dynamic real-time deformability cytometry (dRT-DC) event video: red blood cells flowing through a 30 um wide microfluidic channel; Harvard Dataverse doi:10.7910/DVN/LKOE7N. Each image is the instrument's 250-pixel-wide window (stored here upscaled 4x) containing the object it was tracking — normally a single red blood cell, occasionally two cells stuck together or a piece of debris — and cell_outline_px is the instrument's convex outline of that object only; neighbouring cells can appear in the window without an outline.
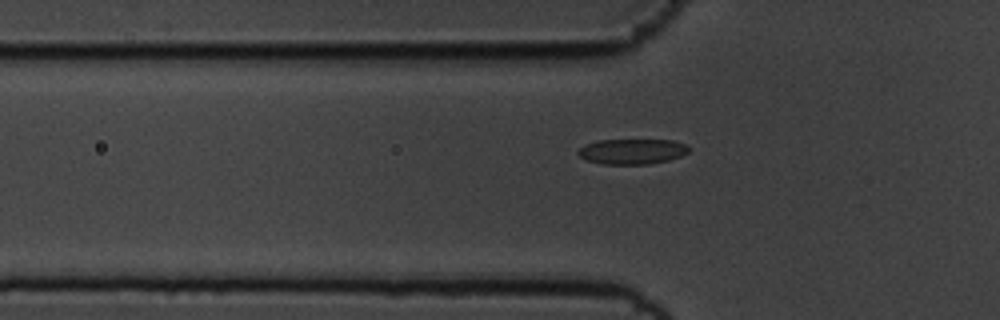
{"species": "common noctule bat (a hibernating species)", "species_latin": "Nyctalus noctula", "temperature_condition": "cold", "stored_images_in_passage": 42, "camera_frame_rate_fps": 3000, "um_per_image_px": 0.085, "animal": {"sex": "male", "body_mass_g": 19.5, "forearm_length_mm": 54.6}, "frame": {"image": 1, "passage_image": 10, "time_ms": 3.0, "image_size_px": [1000, 320], "cell_outline_px": [[692, 148], [688, 152], [680, 156], [668, 160], [648, 164], [600, 164], [584, 160], [576, 152], [584, 144], [596, 140], [672, 140], [688, 144]], "centroid_in_image_um": [53.72, 12.87], "position_along_channel_um": 72.1, "area_um2": 16.59}}
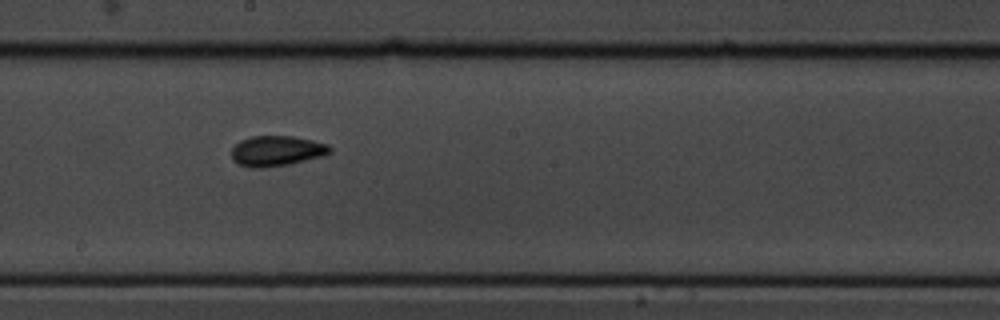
{"frame": {"image": 2, "passage_image": 23, "time_ms": 7.333, "image_size_px": [1000, 320], "cell_outline_px": [[332, 152], [324, 156], [288, 164], [264, 168], [252, 168], [240, 164], [232, 160], [232, 148], [240, 140], [252, 136], [292, 136], [312, 140], [328, 144], [332, 148]], "centroid_in_image_um": [23.53, 12.83], "position_along_channel_um": 224.7, "area_um2": 17.46}}
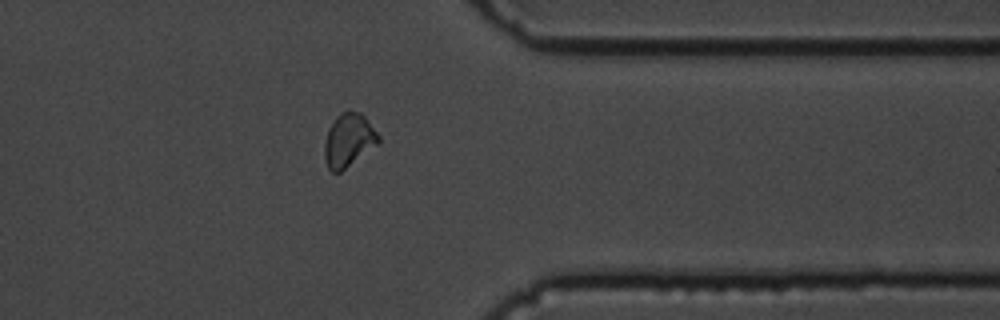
{"frame": {"image": 3, "passage_image": 37, "time_ms": 12.0, "image_size_px": [1000, 320], "cell_outline_px": [[380, 140], [376, 144], [340, 172], [332, 172], [328, 168], [324, 160], [324, 144], [328, 128], [336, 116], [340, 112], [360, 112], [364, 116], [380, 136]], "centroid_in_image_um": [29.59, 11.91], "position_along_channel_um": 381.8, "area_um2": 16.47}}